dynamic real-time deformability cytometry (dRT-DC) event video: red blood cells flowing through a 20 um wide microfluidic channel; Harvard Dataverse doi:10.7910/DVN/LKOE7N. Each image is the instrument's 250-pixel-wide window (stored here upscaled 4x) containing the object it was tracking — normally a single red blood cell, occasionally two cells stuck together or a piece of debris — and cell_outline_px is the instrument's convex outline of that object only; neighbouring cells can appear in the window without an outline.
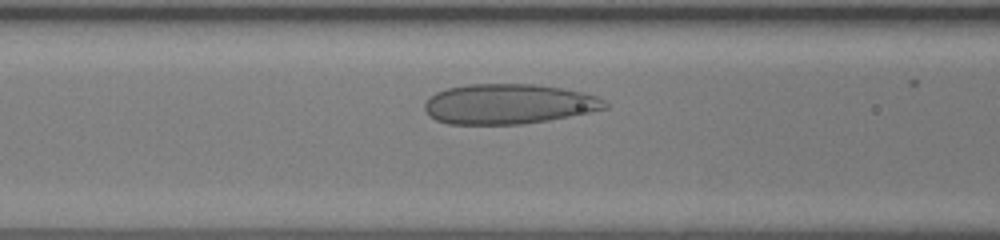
{"species": "human", "species_latin": "Homo sapiens", "temperature_condition": "room temperature", "stored_images_in_passage": 32, "camera_frame_rate_fps": 3000, "um_per_image_px": 0.085, "donor": {"sex": "female"}, "frame": {"image": 1, "passage_image": 10, "time_ms": 3.0, "image_size_px": [1000, 240], "cell_outline_px": [[608, 108], [548, 120], [524, 124], [448, 124], [436, 120], [428, 116], [424, 108], [424, 104], [436, 92], [448, 88], [468, 84], [536, 84], [560, 88], [580, 92], [596, 96], [604, 100], [608, 104]], "centroid_in_image_um": [43.2, 8.84], "position_along_channel_um": 123.4, "area_um2": 41.91}}
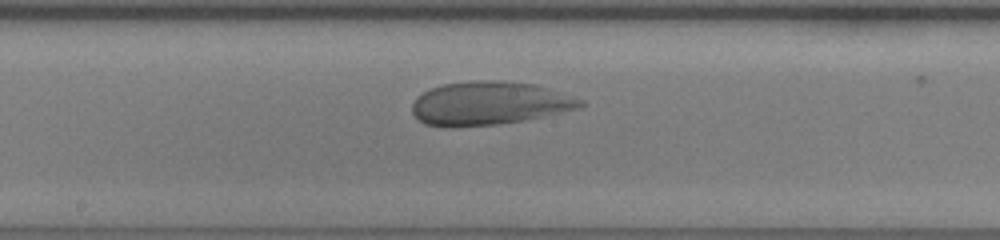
{"frame": {"image": 2, "passage_image": 16, "time_ms": 5.0, "image_size_px": [1000, 240], "cell_outline_px": [[584, 104], [580, 108], [544, 116], [524, 120], [496, 124], [452, 128], [424, 124], [412, 112], [412, 104], [416, 96], [432, 88], [444, 84], [472, 80], [496, 80], [536, 84], [584, 100]], "centroid_in_image_um": [41.57, 8.78], "position_along_channel_um": 206.6, "area_um2": 42.66}}
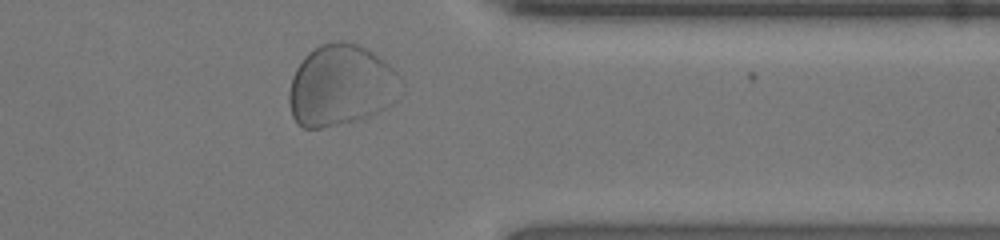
{"frame": {"image": 3, "passage_image": 29, "time_ms": 9.333, "image_size_px": [1000, 240], "cell_outline_px": [[396, 100], [392, 104], [368, 116], [320, 128], [304, 128], [296, 124], [292, 116], [288, 100], [288, 92], [292, 76], [296, 68], [304, 56], [308, 52], [320, 44], [336, 40], [344, 40], [368, 48], [384, 60], [396, 72]], "centroid_in_image_um": [28.89, 7.23], "position_along_channel_um": 382.5, "area_um2": 52.42}}